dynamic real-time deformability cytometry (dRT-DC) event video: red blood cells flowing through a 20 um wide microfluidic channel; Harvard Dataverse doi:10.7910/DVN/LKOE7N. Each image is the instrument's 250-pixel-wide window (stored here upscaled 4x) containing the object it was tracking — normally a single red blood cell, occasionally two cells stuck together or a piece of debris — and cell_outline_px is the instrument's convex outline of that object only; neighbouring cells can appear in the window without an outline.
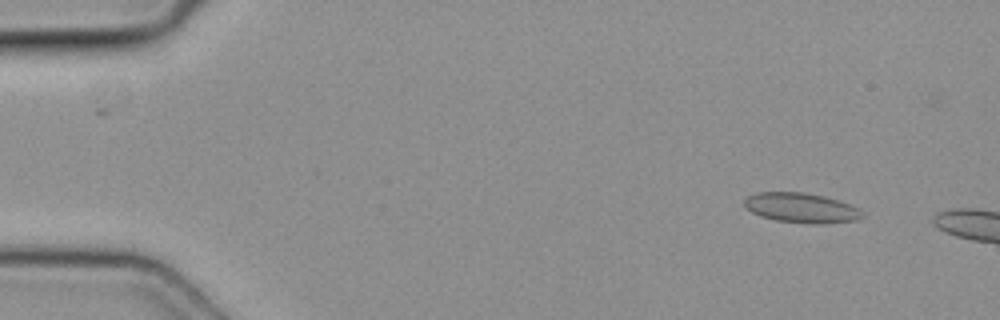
{"species": "common noctule bat (a hibernating species)", "species_latin": "Nyctalus noctula", "temperature_condition": "cold", "stored_images_in_passage": 8, "camera_frame_rate_fps": 3000, "um_per_image_px": 0.085, "animal": {"sex": "female", "body_mass_g": 19.3, "forearm_length_mm": 54.1}, "frame": {"image": 1, "passage_image": 1, "time_ms": 0.0, "image_size_px": [1000, 320], "cell_outline_px": [[864, 216], [860, 220], [820, 224], [808, 224], [776, 220], [760, 216], [752, 212], [744, 204], [744, 200], [748, 196], [756, 192], [804, 192], [824, 196], [860, 208], [864, 212]], "centroid_in_image_um": [68.15, 17.68], "position_along_channel_um": 16.9, "area_um2": 20.63}}